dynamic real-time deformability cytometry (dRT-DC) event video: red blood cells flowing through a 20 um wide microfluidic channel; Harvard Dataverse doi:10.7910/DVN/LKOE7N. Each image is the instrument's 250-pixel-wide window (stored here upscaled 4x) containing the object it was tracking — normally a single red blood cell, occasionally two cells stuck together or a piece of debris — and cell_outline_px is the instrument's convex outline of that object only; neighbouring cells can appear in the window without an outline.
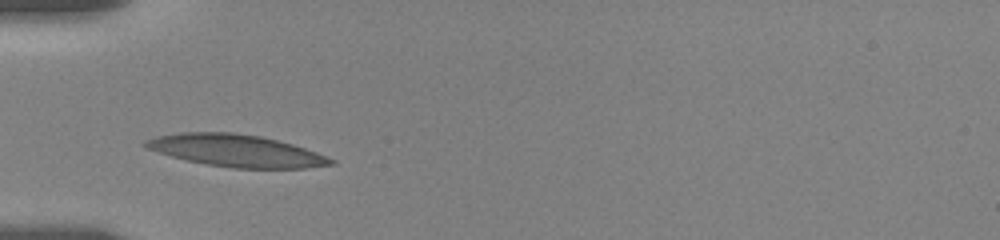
{"species": "human", "species_latin": "Homo sapiens", "temperature_condition": "room temperature", "stored_images_in_passage": 7, "camera_frame_rate_fps": 3000, "um_per_image_px": 0.085, "donor": {"sex": "female"}, "frame": {"image": 1, "passage_image": 1, "time_ms": 0.0, "image_size_px": [1000, 240], "cell_outline_px": [[336, 164], [304, 168], [232, 168], [208, 164], [188, 160], [172, 156], [148, 148], [140, 144], [144, 140], [156, 136], [180, 132], [232, 132], [260, 136], [292, 144], [316, 152], [336, 160]], "centroid_in_image_um": [20.07, 12.8], "position_along_channel_um": 64.9, "area_um2": 34.45}}
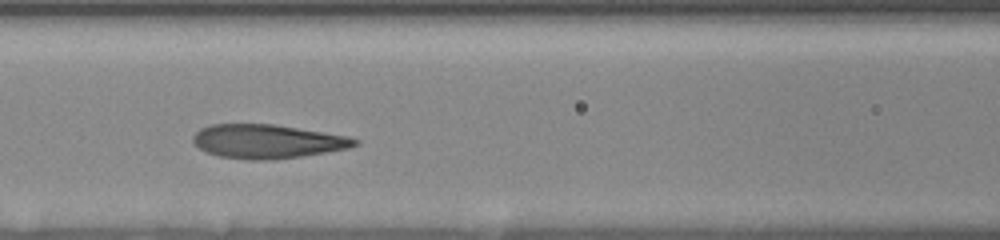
{"frame": {"image": 2, "passage_image": 5, "time_ms": 2.333, "image_size_px": [1000, 240], "cell_outline_px": [[360, 144], [348, 148], [300, 156], [272, 160], [252, 160], [220, 156], [208, 152], [192, 144], [192, 136], [200, 128], [212, 124], [276, 124], [348, 136], [360, 140]], "centroid_in_image_um": [22.72, 12.01], "position_along_channel_um": 143.9, "area_um2": 31.96}}
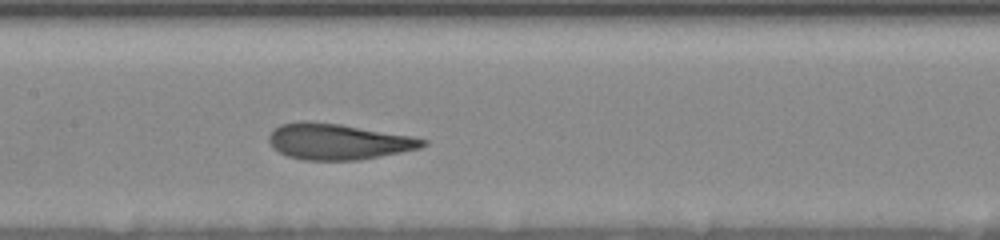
{"frame": {"image": 3, "passage_image": 7, "time_ms": 3.333, "image_size_px": [1000, 240], "cell_outline_px": [[428, 144], [420, 148], [360, 160], [304, 160], [288, 156], [280, 152], [268, 140], [268, 136], [280, 124], [300, 120], [308, 120], [340, 124], [412, 136], [428, 140]], "centroid_in_image_um": [28.75, 12.02], "position_along_channel_um": 178.6, "area_um2": 32.14}}